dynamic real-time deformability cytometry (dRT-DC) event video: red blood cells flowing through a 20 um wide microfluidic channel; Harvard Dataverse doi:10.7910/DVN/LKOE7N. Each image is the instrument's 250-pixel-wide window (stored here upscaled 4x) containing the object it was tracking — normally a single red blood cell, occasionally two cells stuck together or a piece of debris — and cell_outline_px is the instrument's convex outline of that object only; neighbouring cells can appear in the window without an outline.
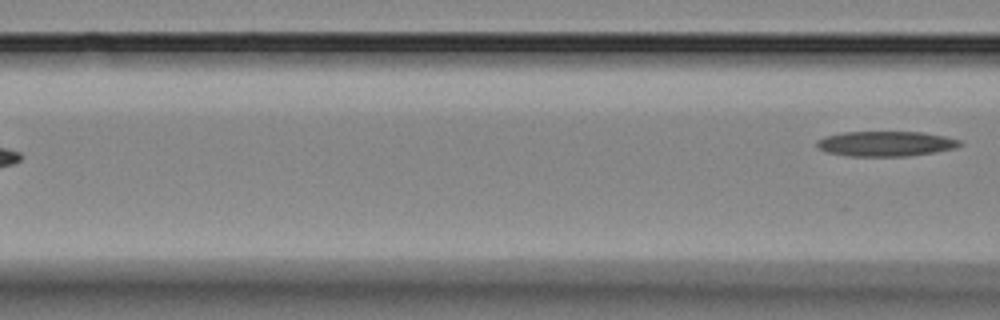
{"species": "Egyptian fruit bat (a non-hibernating species)", "species_latin": "Rousettus aegyptiacus", "temperature_condition": "room temperature", "stored_images_in_passage": 6, "camera_frame_rate_fps": 3000, "um_per_image_px": 0.085, "animal": {"sex": "female"}, "frame": {"image": 1, "passage_image": 6, "time_ms": 6.667, "image_size_px": [1000, 320], "cell_outline_px": [[964, 144], [956, 148], [936, 152], [908, 156], [848, 156], [828, 152], [820, 148], [816, 144], [816, 140], [824, 136], [844, 132], [924, 132], [944, 136], [960, 140]], "centroid_in_image_um": [75.32, 12.21], "position_along_channel_um": 91.3, "area_um2": 20.98}}